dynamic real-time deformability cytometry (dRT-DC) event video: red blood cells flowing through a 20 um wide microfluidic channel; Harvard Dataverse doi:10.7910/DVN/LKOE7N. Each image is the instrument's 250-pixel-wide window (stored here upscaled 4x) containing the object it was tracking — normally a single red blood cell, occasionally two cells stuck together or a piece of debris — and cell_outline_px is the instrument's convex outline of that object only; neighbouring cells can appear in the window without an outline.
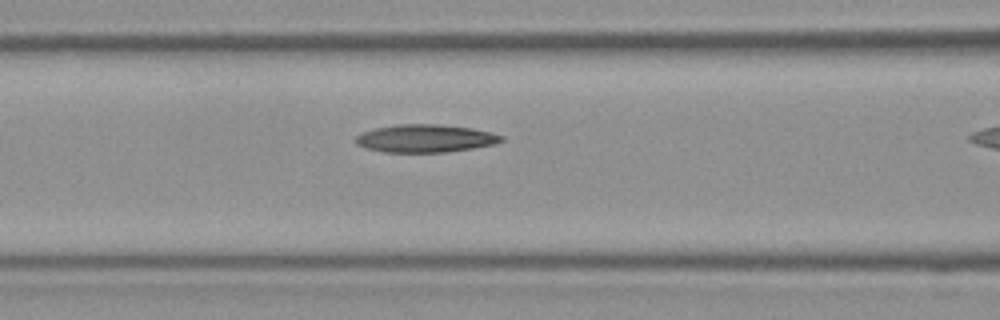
{"species": "Egyptian fruit bat (a non-hibernating species)", "species_latin": "Rousettus aegyptiacus", "temperature_condition": "room temperature", "stored_images_in_passage": 9, "camera_frame_rate_fps": 3000, "um_per_image_px": 0.085, "frame": {"image": 1, "passage_image": 8, "time_ms": 2.333, "image_size_px": [1000, 320], "cell_outline_px": [[504, 140], [492, 144], [472, 148], [448, 152], [384, 152], [364, 148], [356, 144], [356, 136], [364, 132], [376, 128], [396, 124], [440, 124], [472, 128], [504, 136]], "centroid_in_image_um": [36.13, 11.76], "position_along_channel_um": 130.5, "area_um2": 23.52}}